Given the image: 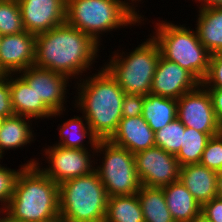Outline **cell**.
<instances>
[{"mask_svg":"<svg viewBox=\"0 0 222 222\" xmlns=\"http://www.w3.org/2000/svg\"><path fill=\"white\" fill-rule=\"evenodd\" d=\"M193 1V0H192ZM199 4L197 5L199 8H206V7H221L222 6V0H194Z\"/></svg>","mask_w":222,"mask_h":222,"instance_id":"obj_36","label":"cell"},{"mask_svg":"<svg viewBox=\"0 0 222 222\" xmlns=\"http://www.w3.org/2000/svg\"><path fill=\"white\" fill-rule=\"evenodd\" d=\"M144 19V15L135 12L124 0H66V23L99 45L105 33L139 26Z\"/></svg>","mask_w":222,"mask_h":222,"instance_id":"obj_4","label":"cell"},{"mask_svg":"<svg viewBox=\"0 0 222 222\" xmlns=\"http://www.w3.org/2000/svg\"><path fill=\"white\" fill-rule=\"evenodd\" d=\"M9 88L15 115L35 119V122L38 119L52 118L54 112L37 98L33 88L18 74H9Z\"/></svg>","mask_w":222,"mask_h":222,"instance_id":"obj_17","label":"cell"},{"mask_svg":"<svg viewBox=\"0 0 222 222\" xmlns=\"http://www.w3.org/2000/svg\"><path fill=\"white\" fill-rule=\"evenodd\" d=\"M200 164L215 172L222 170V132L209 139Z\"/></svg>","mask_w":222,"mask_h":222,"instance_id":"obj_30","label":"cell"},{"mask_svg":"<svg viewBox=\"0 0 222 222\" xmlns=\"http://www.w3.org/2000/svg\"><path fill=\"white\" fill-rule=\"evenodd\" d=\"M185 126L176 118L160 130L155 132V146L166 152L177 155L183 145Z\"/></svg>","mask_w":222,"mask_h":222,"instance_id":"obj_27","label":"cell"},{"mask_svg":"<svg viewBox=\"0 0 222 222\" xmlns=\"http://www.w3.org/2000/svg\"><path fill=\"white\" fill-rule=\"evenodd\" d=\"M131 8H133V10L135 11V12H137L138 14H139V9H138V11H137V8L136 7H138L137 5L138 4H136V3H140L141 4V2H142V0H124ZM139 1H141V2H139ZM133 4V5H132Z\"/></svg>","mask_w":222,"mask_h":222,"instance_id":"obj_38","label":"cell"},{"mask_svg":"<svg viewBox=\"0 0 222 222\" xmlns=\"http://www.w3.org/2000/svg\"><path fill=\"white\" fill-rule=\"evenodd\" d=\"M59 185L39 167L25 165L5 208L7 222H36L60 215Z\"/></svg>","mask_w":222,"mask_h":222,"instance_id":"obj_3","label":"cell"},{"mask_svg":"<svg viewBox=\"0 0 222 222\" xmlns=\"http://www.w3.org/2000/svg\"><path fill=\"white\" fill-rule=\"evenodd\" d=\"M39 160L31 158L27 163L21 164L18 170L10 169L0 164V205L4 208L10 202L14 193L15 183L19 172L25 165H35ZM1 162V160H0Z\"/></svg>","mask_w":222,"mask_h":222,"instance_id":"obj_29","label":"cell"},{"mask_svg":"<svg viewBox=\"0 0 222 222\" xmlns=\"http://www.w3.org/2000/svg\"><path fill=\"white\" fill-rule=\"evenodd\" d=\"M177 118L185 127L206 134L222 132V125L216 118L211 96L202 84L177 100Z\"/></svg>","mask_w":222,"mask_h":222,"instance_id":"obj_10","label":"cell"},{"mask_svg":"<svg viewBox=\"0 0 222 222\" xmlns=\"http://www.w3.org/2000/svg\"><path fill=\"white\" fill-rule=\"evenodd\" d=\"M105 222H144L137 193L108 197Z\"/></svg>","mask_w":222,"mask_h":222,"instance_id":"obj_25","label":"cell"},{"mask_svg":"<svg viewBox=\"0 0 222 222\" xmlns=\"http://www.w3.org/2000/svg\"><path fill=\"white\" fill-rule=\"evenodd\" d=\"M36 35L27 31L2 36L0 41V72L17 74L35 63Z\"/></svg>","mask_w":222,"mask_h":222,"instance_id":"obj_15","label":"cell"},{"mask_svg":"<svg viewBox=\"0 0 222 222\" xmlns=\"http://www.w3.org/2000/svg\"><path fill=\"white\" fill-rule=\"evenodd\" d=\"M150 37L129 53L117 48L112 56L109 55V60L103 63V67L125 93L146 96L151 92L161 52L157 42Z\"/></svg>","mask_w":222,"mask_h":222,"instance_id":"obj_6","label":"cell"},{"mask_svg":"<svg viewBox=\"0 0 222 222\" xmlns=\"http://www.w3.org/2000/svg\"><path fill=\"white\" fill-rule=\"evenodd\" d=\"M47 146L43 149V154L48 165L46 168L45 166L42 167L40 162H37L36 165L58 185L64 181L87 175L95 170L94 160L98 162V159L94 158L95 150L66 148L53 144Z\"/></svg>","mask_w":222,"mask_h":222,"instance_id":"obj_9","label":"cell"},{"mask_svg":"<svg viewBox=\"0 0 222 222\" xmlns=\"http://www.w3.org/2000/svg\"><path fill=\"white\" fill-rule=\"evenodd\" d=\"M162 189L167 207L175 222H193L201 214L202 206L179 180Z\"/></svg>","mask_w":222,"mask_h":222,"instance_id":"obj_19","label":"cell"},{"mask_svg":"<svg viewBox=\"0 0 222 222\" xmlns=\"http://www.w3.org/2000/svg\"><path fill=\"white\" fill-rule=\"evenodd\" d=\"M111 143L126 148L132 154L155 146V132L142 115L122 117L116 131L108 139Z\"/></svg>","mask_w":222,"mask_h":222,"instance_id":"obj_16","label":"cell"},{"mask_svg":"<svg viewBox=\"0 0 222 222\" xmlns=\"http://www.w3.org/2000/svg\"><path fill=\"white\" fill-rule=\"evenodd\" d=\"M217 134H206L191 127H185L183 145L175 156L180 166L200 163L207 142Z\"/></svg>","mask_w":222,"mask_h":222,"instance_id":"obj_26","label":"cell"},{"mask_svg":"<svg viewBox=\"0 0 222 222\" xmlns=\"http://www.w3.org/2000/svg\"><path fill=\"white\" fill-rule=\"evenodd\" d=\"M36 222H65V221L63 220L61 215H56V216L51 217L49 219L42 220V221H36Z\"/></svg>","mask_w":222,"mask_h":222,"instance_id":"obj_39","label":"cell"},{"mask_svg":"<svg viewBox=\"0 0 222 222\" xmlns=\"http://www.w3.org/2000/svg\"><path fill=\"white\" fill-rule=\"evenodd\" d=\"M97 71L76 81L73 108L86 118L98 140H108L122 119L125 92L103 66Z\"/></svg>","mask_w":222,"mask_h":222,"instance_id":"obj_2","label":"cell"},{"mask_svg":"<svg viewBox=\"0 0 222 222\" xmlns=\"http://www.w3.org/2000/svg\"><path fill=\"white\" fill-rule=\"evenodd\" d=\"M217 198L222 199V170L217 172Z\"/></svg>","mask_w":222,"mask_h":222,"instance_id":"obj_37","label":"cell"},{"mask_svg":"<svg viewBox=\"0 0 222 222\" xmlns=\"http://www.w3.org/2000/svg\"><path fill=\"white\" fill-rule=\"evenodd\" d=\"M17 74L33 88L37 98L54 112L52 117L64 115L63 111L67 110L65 100L69 98L67 87H71L68 76L34 65Z\"/></svg>","mask_w":222,"mask_h":222,"instance_id":"obj_12","label":"cell"},{"mask_svg":"<svg viewBox=\"0 0 222 222\" xmlns=\"http://www.w3.org/2000/svg\"><path fill=\"white\" fill-rule=\"evenodd\" d=\"M15 115L9 88V74L0 73V116L10 117Z\"/></svg>","mask_w":222,"mask_h":222,"instance_id":"obj_32","label":"cell"},{"mask_svg":"<svg viewBox=\"0 0 222 222\" xmlns=\"http://www.w3.org/2000/svg\"><path fill=\"white\" fill-rule=\"evenodd\" d=\"M201 83L176 62L159 57L152 80L151 94L178 100Z\"/></svg>","mask_w":222,"mask_h":222,"instance_id":"obj_14","label":"cell"},{"mask_svg":"<svg viewBox=\"0 0 222 222\" xmlns=\"http://www.w3.org/2000/svg\"><path fill=\"white\" fill-rule=\"evenodd\" d=\"M195 30L210 54L222 52V6L199 8Z\"/></svg>","mask_w":222,"mask_h":222,"instance_id":"obj_21","label":"cell"},{"mask_svg":"<svg viewBox=\"0 0 222 222\" xmlns=\"http://www.w3.org/2000/svg\"><path fill=\"white\" fill-rule=\"evenodd\" d=\"M201 84L205 88H222V52L211 54L209 69Z\"/></svg>","mask_w":222,"mask_h":222,"instance_id":"obj_31","label":"cell"},{"mask_svg":"<svg viewBox=\"0 0 222 222\" xmlns=\"http://www.w3.org/2000/svg\"><path fill=\"white\" fill-rule=\"evenodd\" d=\"M33 121L20 115L4 118L0 128V160L4 159L5 150L22 149L34 141V128L31 127Z\"/></svg>","mask_w":222,"mask_h":222,"instance_id":"obj_20","label":"cell"},{"mask_svg":"<svg viewBox=\"0 0 222 222\" xmlns=\"http://www.w3.org/2000/svg\"><path fill=\"white\" fill-rule=\"evenodd\" d=\"M84 118V119H83ZM85 120V121H84ZM59 131V141L53 145H61L66 148H76L88 150H95L98 139L92 133L91 128L86 120V118L82 116H75L74 118H69L63 124H59L57 126ZM85 138L89 139L86 141L90 146L87 147L85 143ZM91 147V148H90Z\"/></svg>","mask_w":222,"mask_h":222,"instance_id":"obj_22","label":"cell"},{"mask_svg":"<svg viewBox=\"0 0 222 222\" xmlns=\"http://www.w3.org/2000/svg\"><path fill=\"white\" fill-rule=\"evenodd\" d=\"M193 222H212L211 220L200 214Z\"/></svg>","mask_w":222,"mask_h":222,"instance_id":"obj_40","label":"cell"},{"mask_svg":"<svg viewBox=\"0 0 222 222\" xmlns=\"http://www.w3.org/2000/svg\"><path fill=\"white\" fill-rule=\"evenodd\" d=\"M59 198L65 222H105L108 195L96 170L61 183Z\"/></svg>","mask_w":222,"mask_h":222,"instance_id":"obj_7","label":"cell"},{"mask_svg":"<svg viewBox=\"0 0 222 222\" xmlns=\"http://www.w3.org/2000/svg\"><path fill=\"white\" fill-rule=\"evenodd\" d=\"M144 222H175L167 207L162 188L142 185L137 192Z\"/></svg>","mask_w":222,"mask_h":222,"instance_id":"obj_24","label":"cell"},{"mask_svg":"<svg viewBox=\"0 0 222 222\" xmlns=\"http://www.w3.org/2000/svg\"><path fill=\"white\" fill-rule=\"evenodd\" d=\"M99 48L89 35L64 23L36 35L34 66L81 80L97 62Z\"/></svg>","mask_w":222,"mask_h":222,"instance_id":"obj_1","label":"cell"},{"mask_svg":"<svg viewBox=\"0 0 222 222\" xmlns=\"http://www.w3.org/2000/svg\"><path fill=\"white\" fill-rule=\"evenodd\" d=\"M201 214L212 222H222V199L216 197L204 203Z\"/></svg>","mask_w":222,"mask_h":222,"instance_id":"obj_34","label":"cell"},{"mask_svg":"<svg viewBox=\"0 0 222 222\" xmlns=\"http://www.w3.org/2000/svg\"><path fill=\"white\" fill-rule=\"evenodd\" d=\"M141 185L162 188L179 180L180 164L175 155L158 146L134 154Z\"/></svg>","mask_w":222,"mask_h":222,"instance_id":"obj_11","label":"cell"},{"mask_svg":"<svg viewBox=\"0 0 222 222\" xmlns=\"http://www.w3.org/2000/svg\"><path fill=\"white\" fill-rule=\"evenodd\" d=\"M179 181L201 206L217 197V172L200 163L182 166Z\"/></svg>","mask_w":222,"mask_h":222,"instance_id":"obj_18","label":"cell"},{"mask_svg":"<svg viewBox=\"0 0 222 222\" xmlns=\"http://www.w3.org/2000/svg\"><path fill=\"white\" fill-rule=\"evenodd\" d=\"M25 31L17 0H0V34H19Z\"/></svg>","mask_w":222,"mask_h":222,"instance_id":"obj_28","label":"cell"},{"mask_svg":"<svg viewBox=\"0 0 222 222\" xmlns=\"http://www.w3.org/2000/svg\"><path fill=\"white\" fill-rule=\"evenodd\" d=\"M211 96L217 120L222 125V88H206Z\"/></svg>","mask_w":222,"mask_h":222,"instance_id":"obj_35","label":"cell"},{"mask_svg":"<svg viewBox=\"0 0 222 222\" xmlns=\"http://www.w3.org/2000/svg\"><path fill=\"white\" fill-rule=\"evenodd\" d=\"M142 116L156 132L177 118V100L149 93L144 96Z\"/></svg>","mask_w":222,"mask_h":222,"instance_id":"obj_23","label":"cell"},{"mask_svg":"<svg viewBox=\"0 0 222 222\" xmlns=\"http://www.w3.org/2000/svg\"><path fill=\"white\" fill-rule=\"evenodd\" d=\"M24 30L37 35L66 23V0H17Z\"/></svg>","mask_w":222,"mask_h":222,"instance_id":"obj_13","label":"cell"},{"mask_svg":"<svg viewBox=\"0 0 222 222\" xmlns=\"http://www.w3.org/2000/svg\"><path fill=\"white\" fill-rule=\"evenodd\" d=\"M5 208L0 206V222H4L5 221Z\"/></svg>","mask_w":222,"mask_h":222,"instance_id":"obj_41","label":"cell"},{"mask_svg":"<svg viewBox=\"0 0 222 222\" xmlns=\"http://www.w3.org/2000/svg\"><path fill=\"white\" fill-rule=\"evenodd\" d=\"M3 120H4V117L0 116V128H1V125L3 123Z\"/></svg>","mask_w":222,"mask_h":222,"instance_id":"obj_42","label":"cell"},{"mask_svg":"<svg viewBox=\"0 0 222 222\" xmlns=\"http://www.w3.org/2000/svg\"><path fill=\"white\" fill-rule=\"evenodd\" d=\"M144 96L125 93L122 103V117H136L143 113Z\"/></svg>","mask_w":222,"mask_h":222,"instance_id":"obj_33","label":"cell"},{"mask_svg":"<svg viewBox=\"0 0 222 222\" xmlns=\"http://www.w3.org/2000/svg\"><path fill=\"white\" fill-rule=\"evenodd\" d=\"M95 158L101 154L102 162L95 167L108 197L133 195L142 186L135 167L134 154L109 140H98ZM100 153V154H99Z\"/></svg>","mask_w":222,"mask_h":222,"instance_id":"obj_8","label":"cell"},{"mask_svg":"<svg viewBox=\"0 0 222 222\" xmlns=\"http://www.w3.org/2000/svg\"><path fill=\"white\" fill-rule=\"evenodd\" d=\"M191 27L158 20L150 36L157 42L163 58L176 62L202 83L209 69L211 54Z\"/></svg>","mask_w":222,"mask_h":222,"instance_id":"obj_5","label":"cell"}]
</instances>
